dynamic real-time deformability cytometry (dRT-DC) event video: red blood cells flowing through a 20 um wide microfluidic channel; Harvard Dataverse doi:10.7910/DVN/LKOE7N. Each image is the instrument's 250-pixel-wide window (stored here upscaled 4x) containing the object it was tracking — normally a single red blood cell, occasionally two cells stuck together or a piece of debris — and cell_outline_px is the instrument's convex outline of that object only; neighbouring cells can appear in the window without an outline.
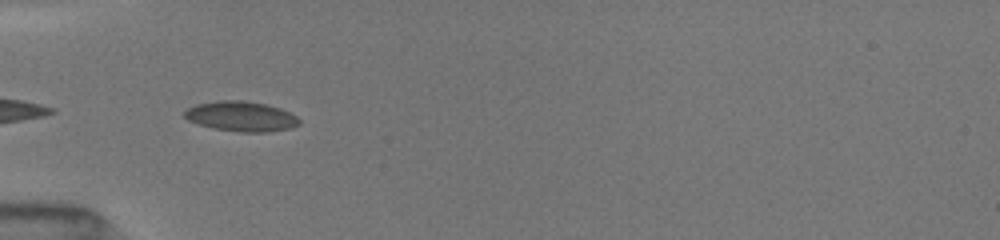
{"species": "common noctule bat (a hibernating species)", "species_latin": "Nyctalus noctula", "temperature_condition": "room temperature", "stored_images_in_passage": 10, "camera_frame_rate_fps": 3000, "um_per_image_px": 0.085, "animal": {"sex": "female", "body_mass_g": 19.5, "forearm_length_mm": 54.1}, "frame": {"image": 1, "passage_image": 6, "time_ms": 5.333, "image_size_px": [1000, 240], "cell_outline_px": [[300, 124], [292, 128], [268, 132], [240, 132], [212, 128], [188, 120], [184, 116], [184, 112], [188, 108], [196, 104], [220, 100], [240, 100], [264, 104], [280, 108], [296, 116], [300, 120]], "centroid_in_image_um": [20.51, 9.9], "position_along_channel_um": 64.5, "area_um2": 20.0}}
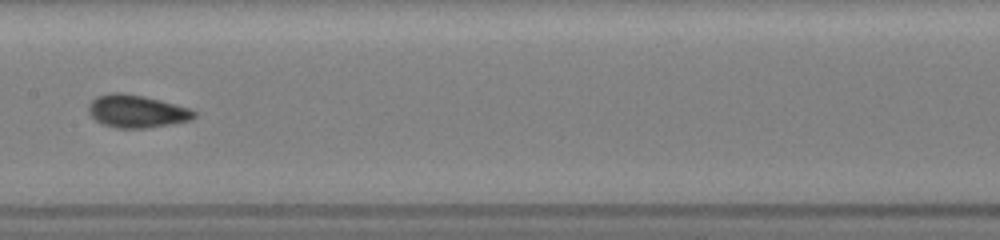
{"frame": {"image": 2, "passage_image": 9, "time_ms": 8.667, "image_size_px": [1000, 240], "cell_outline_px": [[196, 116], [192, 120], [172, 124], [148, 128], [116, 128], [104, 124], [96, 120], [88, 112], [88, 104], [96, 96], [108, 92], [124, 92], [144, 96], [192, 108], [196, 112]], "centroid_in_image_um": [11.64, 9.45], "position_along_channel_um": 195.8, "area_um2": 20.46}}
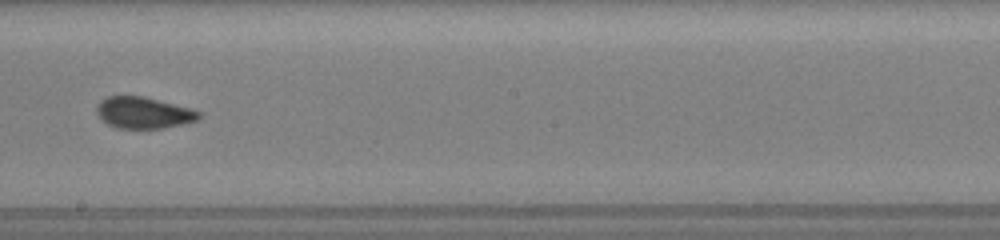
{"frame": {"image": 3, "passage_image": 10, "time_ms": 9.667, "image_size_px": [1000, 240], "cell_outline_px": [[200, 116], [196, 120], [164, 128], [116, 128], [108, 124], [96, 112], [96, 108], [100, 100], [108, 96], [144, 96], [188, 108], [200, 112]], "centroid_in_image_um": [12.16, 9.58], "position_along_channel_um": 236.0, "area_um2": 18.38}}